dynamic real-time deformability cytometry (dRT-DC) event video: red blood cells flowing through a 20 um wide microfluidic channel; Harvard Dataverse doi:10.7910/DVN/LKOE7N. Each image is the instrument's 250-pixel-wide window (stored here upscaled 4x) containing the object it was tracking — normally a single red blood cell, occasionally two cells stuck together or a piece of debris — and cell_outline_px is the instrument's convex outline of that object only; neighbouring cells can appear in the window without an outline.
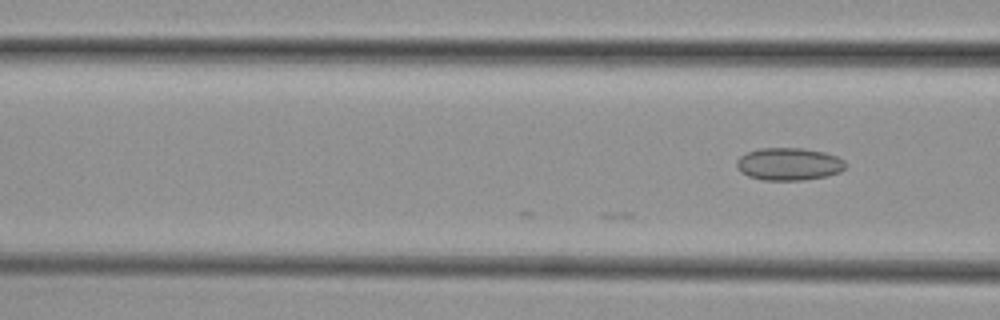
{"species": "common noctule bat (a hibernating species)", "species_latin": "Nyctalus noctula", "temperature_condition": "cold", "stored_images_in_passage": 4, "camera_frame_rate_fps": 3000, "um_per_image_px": 0.085, "animal": {"sex": "female", "body_mass_g": 29.2, "forearm_length_mm": 56.3}, "frame": {"image": 1, "passage_image": 4, "time_ms": 1.0, "image_size_px": [1000, 320], "cell_outline_px": [[848, 164], [840, 172], [828, 176], [800, 180], [764, 180], [748, 176], [740, 172], [736, 168], [736, 160], [740, 156], [748, 152], [760, 148], [800, 148], [824, 152], [836, 156], [844, 160]], "centroid_in_image_um": [67.05, 13.95], "position_along_channel_um": 99.6, "area_um2": 20.75}}